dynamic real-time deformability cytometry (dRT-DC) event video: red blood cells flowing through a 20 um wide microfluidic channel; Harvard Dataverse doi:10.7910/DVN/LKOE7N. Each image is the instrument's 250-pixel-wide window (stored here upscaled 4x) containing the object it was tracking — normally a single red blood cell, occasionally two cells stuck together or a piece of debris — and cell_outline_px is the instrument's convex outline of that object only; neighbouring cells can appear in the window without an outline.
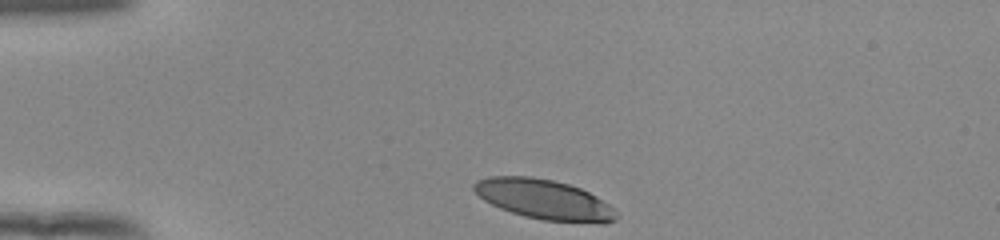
{"species": "human", "species_latin": "Homo sapiens", "temperature_condition": "room temperature", "stored_images_in_passage": 33, "camera_frame_rate_fps": 3000, "um_per_image_px": 0.085, "donor": {"sex": "female"}, "frame": {"image": 1, "passage_image": 1, "time_ms": 0.0, "image_size_px": [1000, 240], "cell_outline_px": [[616, 220], [604, 224], [600, 224], [544, 220], [524, 216], [500, 208], [484, 200], [472, 188], [472, 184], [476, 180], [488, 176], [532, 176], [552, 180], [568, 184], [580, 188], [596, 196], [616, 208]], "centroid_in_image_um": [46.27, 16.96], "position_along_channel_um": 38.7, "area_um2": 33.29}}
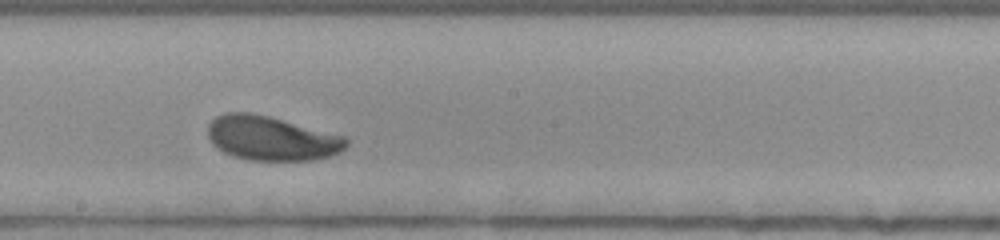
{"frame": {"image": 2, "passage_image": 19, "time_ms": 6.0, "image_size_px": [1000, 240], "cell_outline_px": [[348, 144], [340, 152], [332, 156], [312, 160], [248, 160], [224, 152], [212, 144], [208, 136], [208, 124], [216, 116], [224, 112], [252, 112], [268, 116], [344, 136], [348, 140]], "centroid_in_image_um": [23.06, 11.75], "position_along_channel_um": 225.1, "area_um2": 35.66}}
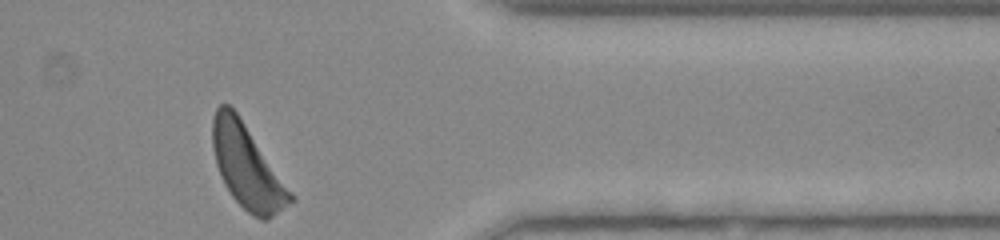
{"frame": {"image": 3, "passage_image": 33, "time_ms": 10.667, "image_size_px": [1000, 240], "cell_outline_px": [[296, 200], [268, 220], [260, 220], [252, 216], [232, 196], [224, 184], [220, 176], [216, 164], [212, 148], [212, 116], [216, 108], [220, 104], [228, 104], [236, 112], [296, 196]], "centroid_in_image_um": [21.02, 14.2], "position_along_channel_um": 390.4, "area_um2": 37.86}, "authors_computed_cell_mechanics": {"area_um2": 35.6626, "velocity_mm_per_s": 3.8631, "shape_relaxation_time_tau1_ms": 4.0765, "shape_relaxation_time_tau2_ms": null, "deformation_change_tau1": 0.1907, "deformation_change_tau2": null}}